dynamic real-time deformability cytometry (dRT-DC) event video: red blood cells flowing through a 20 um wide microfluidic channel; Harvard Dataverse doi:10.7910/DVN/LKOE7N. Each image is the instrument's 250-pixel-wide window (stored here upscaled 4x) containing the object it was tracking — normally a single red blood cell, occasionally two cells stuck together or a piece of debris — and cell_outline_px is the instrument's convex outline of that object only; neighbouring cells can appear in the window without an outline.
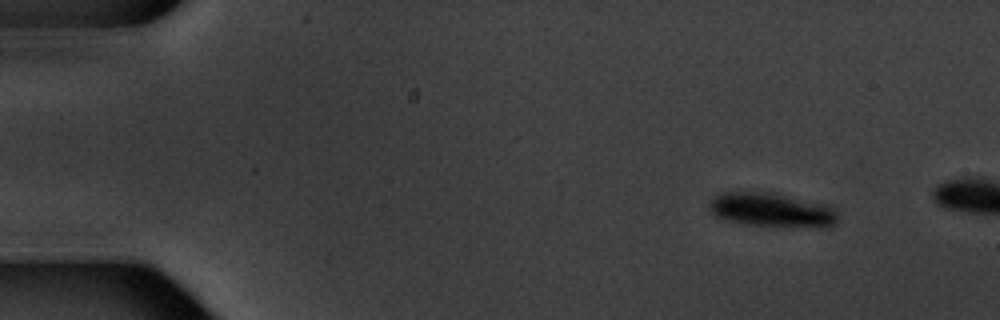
{"species": "common noctule bat (a hibernating species)", "species_latin": "Nyctalus noctula", "temperature_condition": "warm", "stored_images_in_passage": 3, "camera_frame_rate_fps": 3000, "um_per_image_px": 0.085, "animal": {"sex": "male", "body_mass_g": 20.1, "forearm_length_mm": 53.5}, "frame": {"image": 1, "passage_image": 1, "time_ms": 0.0, "image_size_px": [1000, 320], "cell_outline_px": [[836, 224], [828, 228], [820, 228], [744, 224], [724, 220], [716, 216], [708, 208], [708, 204], [716, 196], [724, 192], [776, 192], [832, 204], [836, 208]], "centroid_in_image_um": [65.7, 17.84], "position_along_channel_um": 19.3, "area_um2": 26.3}}